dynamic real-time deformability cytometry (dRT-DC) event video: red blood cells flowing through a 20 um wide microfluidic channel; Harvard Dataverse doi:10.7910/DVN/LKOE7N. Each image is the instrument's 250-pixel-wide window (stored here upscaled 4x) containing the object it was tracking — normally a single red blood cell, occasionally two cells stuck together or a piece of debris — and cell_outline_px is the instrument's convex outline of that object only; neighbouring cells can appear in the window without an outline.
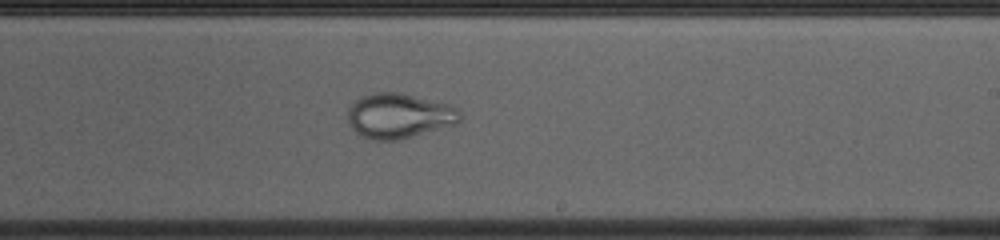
{"species": "common noctule bat (a hibernating species)", "species_latin": "Nyctalus noctula", "temperature_condition": "cold", "stored_images_in_passage": 37, "camera_frame_rate_fps": 3000, "um_per_image_px": 0.085, "animal": {"sex": "female", "body_mass_g": 23.0, "forearm_length_mm": 53.4}, "frame": {"image": 1, "passage_image": 21, "time_ms": 6.667, "image_size_px": [1000, 240], "cell_outline_px": [[460, 120], [456, 124], [396, 140], [372, 140], [360, 136], [348, 124], [348, 108], [356, 100], [364, 96], [376, 92], [400, 92], [448, 104], [460, 108]], "centroid_in_image_um": [33.91, 9.84], "position_along_channel_um": 255.1, "area_um2": 29.3}}
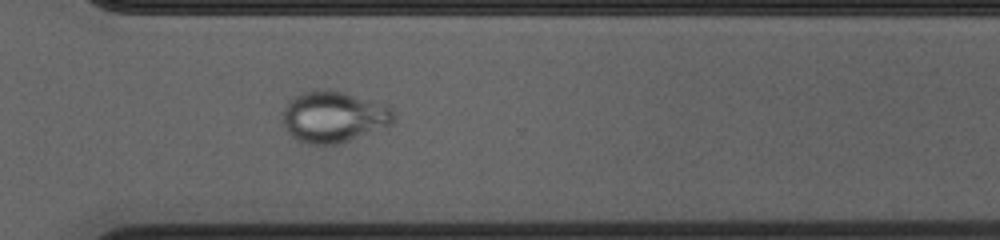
{"frame": {"image": 2, "passage_image": 28, "time_ms": 9.0, "image_size_px": [1000, 240], "cell_outline_px": [[396, 120], [392, 124], [340, 144], [308, 144], [292, 136], [288, 132], [284, 124], [284, 108], [288, 100], [304, 92], [328, 88], [392, 108], [396, 116]], "centroid_in_image_um": [28.36, 9.94], "position_along_channel_um": 342.2, "area_um2": 32.66}}
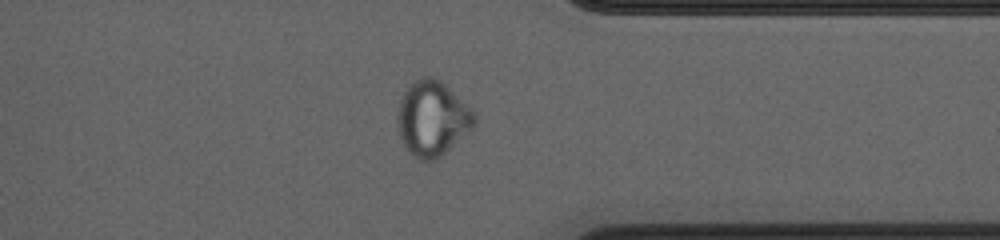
{"frame": {"image": 3, "passage_image": 31, "time_ms": 10.0, "image_size_px": [1000, 240], "cell_outline_px": [[476, 124], [472, 128], [440, 156], [432, 160], [420, 160], [412, 156], [408, 152], [400, 136], [396, 124], [396, 116], [400, 100], [404, 92], [416, 80], [424, 76], [428, 76], [440, 80], [472, 108], [476, 116]], "centroid_in_image_um": [36.74, 10.07], "position_along_channel_um": 374.7, "area_um2": 33.35}}